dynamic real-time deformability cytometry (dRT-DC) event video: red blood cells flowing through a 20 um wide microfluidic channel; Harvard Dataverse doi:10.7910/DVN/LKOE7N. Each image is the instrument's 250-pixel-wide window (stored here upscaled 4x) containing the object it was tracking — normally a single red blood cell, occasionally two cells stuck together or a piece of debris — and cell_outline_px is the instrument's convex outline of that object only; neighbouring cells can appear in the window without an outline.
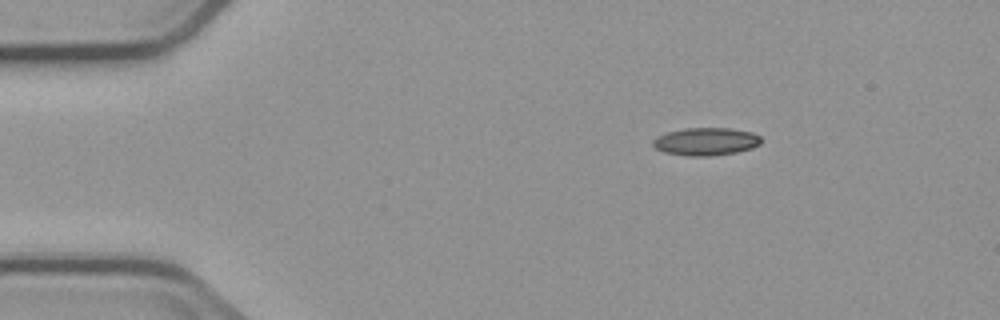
{"species": "common noctule bat (a hibernating species)", "species_latin": "Nyctalus noctula", "temperature_condition": "cold", "stored_images_in_passage": 3, "camera_frame_rate_fps": 3000, "um_per_image_px": 0.085, "animal": {"sex": "male", "body_mass_g": 23.1, "forearm_length_mm": 52.7}, "frame": {"image": 1, "passage_image": 1, "time_ms": 0.0, "image_size_px": [1000, 320], "cell_outline_px": [[760, 144], [752, 148], [736, 152], [712, 156], [688, 156], [664, 152], [656, 148], [652, 144], [652, 140], [656, 136], [668, 132], [684, 128], [732, 128], [752, 132], [760, 136]], "centroid_in_image_um": [59.99, 12.03], "position_along_channel_um": 25.0, "area_um2": 17.57}}